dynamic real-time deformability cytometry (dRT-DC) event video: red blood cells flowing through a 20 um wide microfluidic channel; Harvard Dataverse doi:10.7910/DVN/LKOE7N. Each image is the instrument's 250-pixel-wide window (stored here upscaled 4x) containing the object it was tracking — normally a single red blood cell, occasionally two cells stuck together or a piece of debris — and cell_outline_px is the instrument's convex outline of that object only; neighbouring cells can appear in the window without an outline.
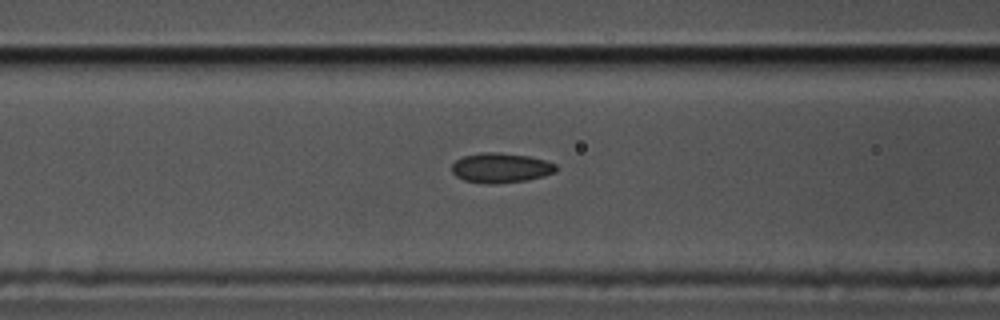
{"species": "common noctule bat (a hibernating species)", "species_latin": "Nyctalus noctula", "temperature_condition": "cold", "stored_images_in_passage": 37, "camera_frame_rate_fps": 3000, "um_per_image_px": 0.085, "animal": {"sex": "male", "body_mass_g": 17.5, "forearm_length_mm": 52.3}, "frame": {"image": 1, "passage_image": 5, "time_ms": 1.333, "image_size_px": [1000, 320], "cell_outline_px": [[556, 172], [544, 176], [528, 180], [496, 184], [488, 184], [464, 180], [456, 176], [452, 172], [452, 164], [456, 160], [464, 156], [480, 152], [500, 152], [528, 156], [544, 160], [556, 164]], "centroid_in_image_um": [42.56, 14.27], "position_along_channel_um": 124.0, "area_um2": 18.21}}
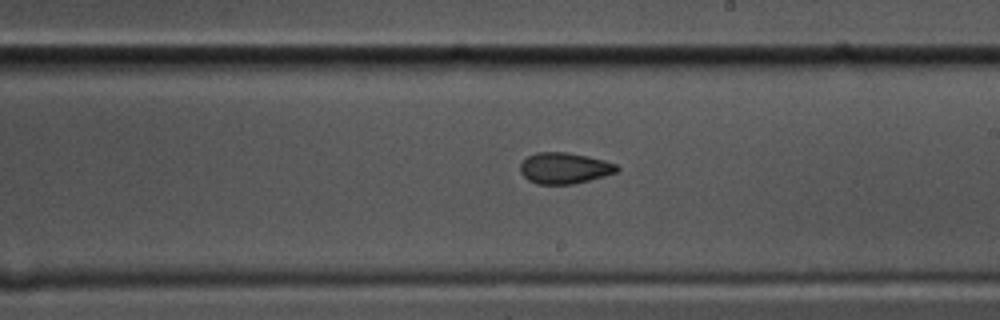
{"frame": {"image": 2, "passage_image": 15, "time_ms": 4.667, "image_size_px": [1000, 320], "cell_outline_px": [[620, 168], [616, 172], [604, 176], [572, 184], [536, 184], [528, 180], [520, 172], [520, 164], [528, 156], [536, 152], [568, 152], [588, 156], [604, 160], [616, 164]], "centroid_in_image_um": [47.96, 14.28], "position_along_channel_um": 241.0, "area_um2": 17.51}}
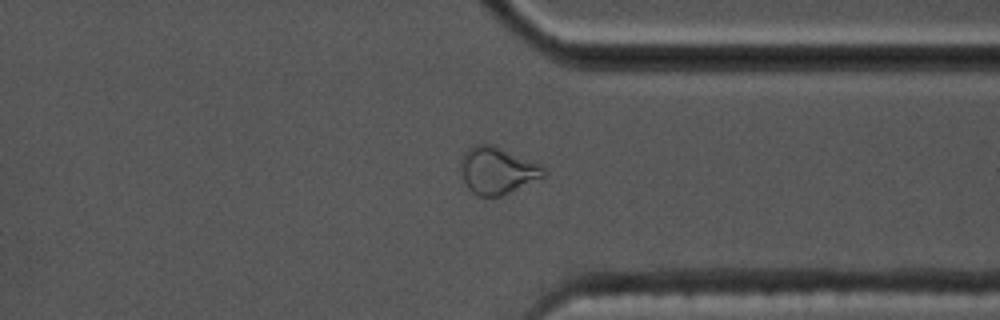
{"frame": {"image": 3, "passage_image": 26, "time_ms": 8.333, "image_size_px": [1000, 320], "cell_outline_px": [[548, 172], [544, 176], [500, 196], [480, 196], [472, 192], [468, 188], [460, 172], [460, 160], [464, 152], [468, 148], [476, 144], [492, 144], [540, 164]], "centroid_in_image_um": [42.24, 14.47], "position_along_channel_um": 369.2, "area_um2": 22.54}}